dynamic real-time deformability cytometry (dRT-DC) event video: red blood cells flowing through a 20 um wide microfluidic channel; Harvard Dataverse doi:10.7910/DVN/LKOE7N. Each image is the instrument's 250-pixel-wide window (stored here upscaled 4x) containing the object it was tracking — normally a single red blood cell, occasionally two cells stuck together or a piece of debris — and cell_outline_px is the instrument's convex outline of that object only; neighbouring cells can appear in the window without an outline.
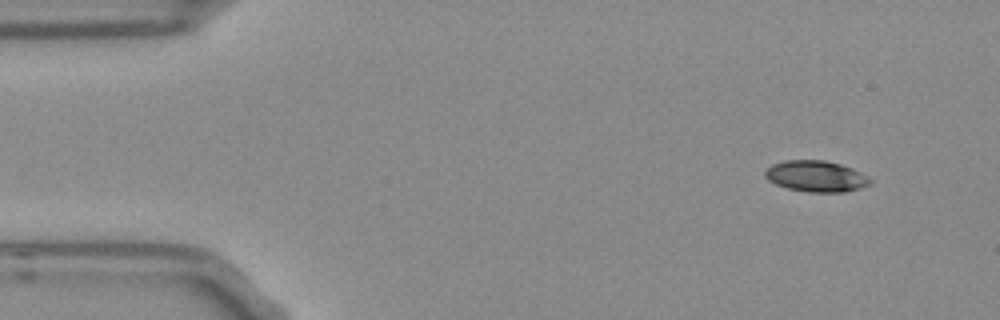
{"species": "Egyptian fruit bat (a non-hibernating species)", "species_latin": "Rousettus aegyptiacus", "temperature_condition": "room temperature", "stored_images_in_passage": 50, "camera_frame_rate_fps": 3000, "um_per_image_px": 0.085, "frame": {"image": 1, "passage_image": 1, "time_ms": 0.0, "image_size_px": [1000, 320], "cell_outline_px": [[872, 180], [868, 184], [860, 188], [844, 192], [808, 192], [788, 188], [776, 184], [768, 180], [764, 176], [764, 172], [772, 164], [784, 160], [824, 160], [840, 164], [852, 168], [868, 176]], "centroid_in_image_um": [69.35, 14.97], "position_along_channel_um": 15.7, "area_um2": 19.02}}
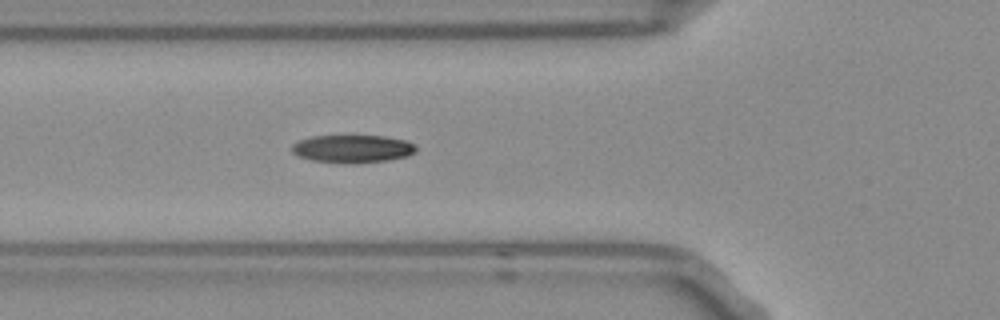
{"frame": {"image": 2, "passage_image": 15, "time_ms": 4.667, "image_size_px": [1000, 320], "cell_outline_px": [[416, 152], [408, 156], [388, 160], [356, 164], [348, 164], [312, 160], [300, 156], [292, 152], [292, 144], [300, 140], [312, 136], [384, 136], [404, 140], [416, 144]], "centroid_in_image_um": [30.0, 12.66], "position_along_channel_um": 95.8, "area_um2": 20.23}}
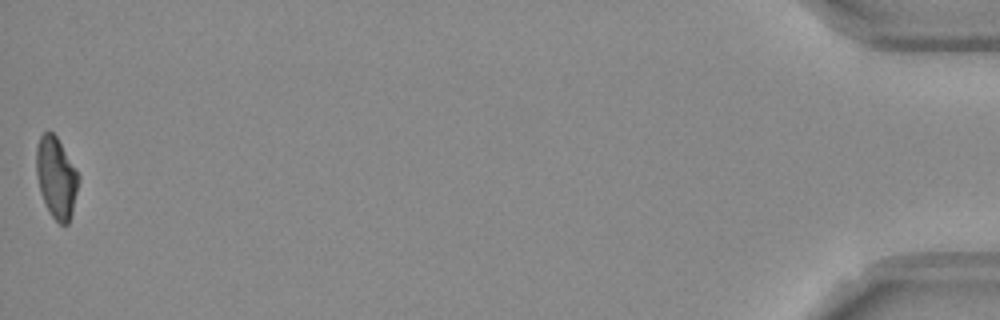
{"frame": {"image": 3, "passage_image": 50, "time_ms": 16.333, "image_size_px": [1000, 320], "cell_outline_px": [[80, 176], [72, 212], [68, 224], [60, 224], [52, 216], [40, 192], [36, 176], [36, 148], [40, 136], [44, 132], [52, 132], [56, 136]], "centroid_in_image_um": [4.77, 15.08], "position_along_channel_um": 430.4, "area_um2": 19.65}, "authors_computed_cell_mechanics": {"area_um2": 19.9699, "velocity_mm_per_s": 3.7501, "shape_relaxation_time_tau1_ms": 5.1586, "shape_relaxation_time_tau2_ms": 4.9227, "deformation_change_tau1": 0.1916, "deformation_change_tau2": 0.0963}}